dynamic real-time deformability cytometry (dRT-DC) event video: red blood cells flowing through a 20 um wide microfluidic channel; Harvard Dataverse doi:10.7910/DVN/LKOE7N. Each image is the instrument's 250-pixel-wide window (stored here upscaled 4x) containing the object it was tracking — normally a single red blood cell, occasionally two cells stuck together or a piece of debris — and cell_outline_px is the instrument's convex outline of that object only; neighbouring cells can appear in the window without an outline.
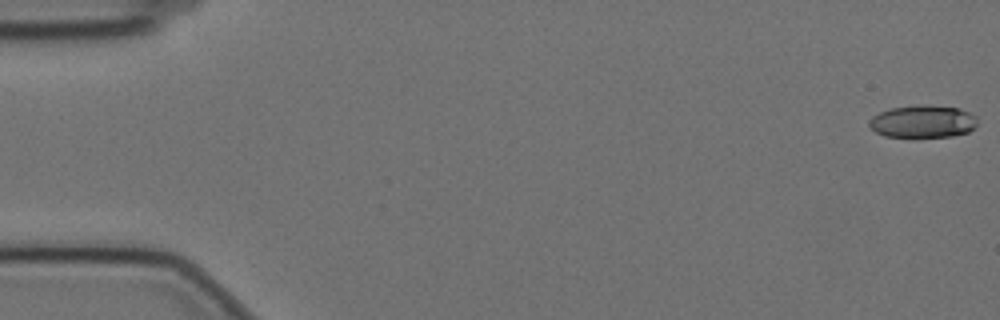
{"species": "Egyptian fruit bat (a non-hibernating species)", "species_latin": "Rousettus aegyptiacus", "temperature_condition": "cold", "stored_images_in_passage": 58, "camera_frame_rate_fps": 3000, "um_per_image_px": 0.085, "animal": {"sex": "female"}, "frame": {"image": 1, "passage_image": 1, "time_ms": 0.0, "image_size_px": [1000, 320], "cell_outline_px": [[976, 124], [968, 132], [952, 136], [884, 136], [876, 132], [868, 124], [868, 120], [872, 116], [880, 112], [892, 108], [960, 108], [976, 116]], "centroid_in_image_um": [78.42, 10.37], "position_along_channel_um": 6.6, "area_um2": 19.31}}
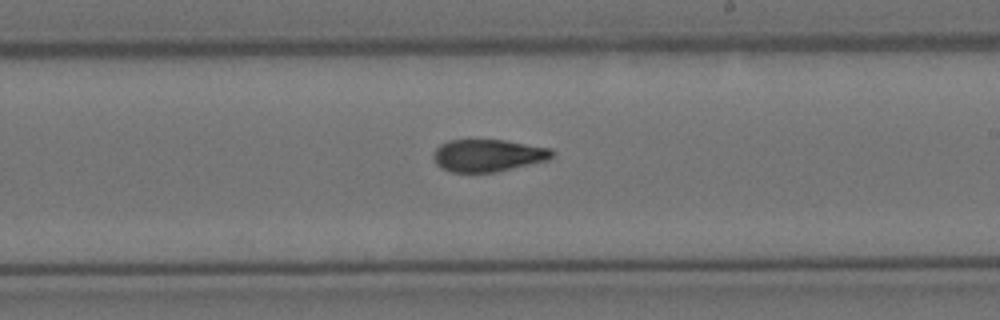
{"frame": {"image": 2, "passage_image": 34, "time_ms": 11.0, "image_size_px": [1000, 320], "cell_outline_px": [[556, 152], [548, 160], [492, 172], [452, 172], [440, 168], [436, 164], [432, 156], [436, 148], [440, 144], [448, 140], [504, 140], [552, 148]], "centroid_in_image_um": [41.46, 13.2], "position_along_channel_um": 247.5, "area_um2": 22.31}}
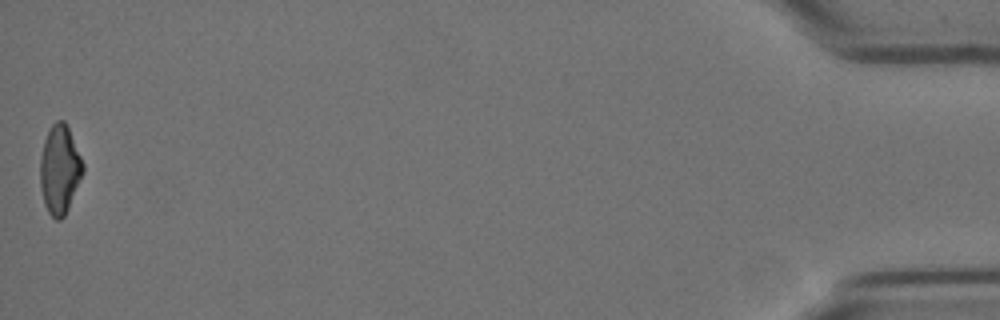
{"frame": {"image": 3, "passage_image": 58, "time_ms": 19.0, "image_size_px": [1000, 320], "cell_outline_px": [[84, 172], [68, 208], [64, 216], [60, 220], [56, 220], [48, 212], [44, 204], [40, 188], [40, 156], [44, 140], [48, 128], [56, 120], [64, 120], [68, 128], [84, 164]], "centroid_in_image_um": [5.06, 14.4], "position_along_channel_um": 430.1, "area_um2": 22.2}, "authors_computed_cell_mechanics": {"area_um2": 22.3686, "velocity_mm_per_s": 3.5023, "shape_relaxation_time_tau1_ms": 7.7949, "shape_relaxation_time_tau2_ms": 3.761, "deformation_change_tau1": 0.2116, "deformation_change_tau2": 0.1151}}